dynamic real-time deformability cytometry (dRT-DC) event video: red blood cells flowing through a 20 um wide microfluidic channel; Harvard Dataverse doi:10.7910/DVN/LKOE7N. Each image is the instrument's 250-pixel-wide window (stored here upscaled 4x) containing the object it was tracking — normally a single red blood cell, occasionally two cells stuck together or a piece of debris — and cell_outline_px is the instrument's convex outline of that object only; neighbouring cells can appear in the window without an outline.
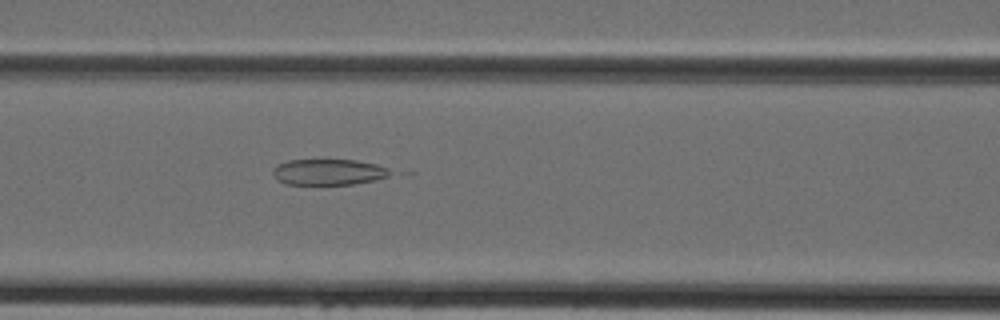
{"species": "Egyptian fruit bat (a non-hibernating species)", "species_latin": "Rousettus aegyptiacus", "temperature_condition": "cold", "stored_images_in_passage": 35, "camera_frame_rate_fps": 3000, "um_per_image_px": 0.085, "animal": {"sex": "female"}, "frame": {"image": 1, "passage_image": 9, "time_ms": 2.667, "image_size_px": [1000, 320], "cell_outline_px": [[416, 172], [412, 176], [352, 184], [284, 184], [276, 180], [272, 176], [272, 168], [276, 164], [288, 160], [356, 160]], "centroid_in_image_um": [28.4, 14.63], "position_along_channel_um": 138.2, "area_um2": 19.71}}
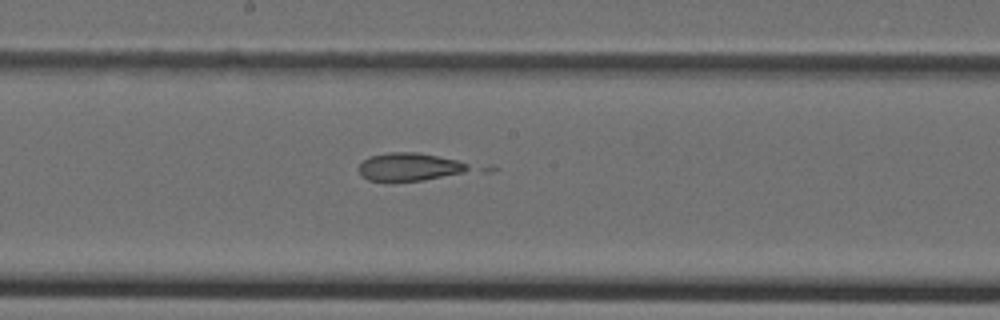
{"frame": {"image": 2, "passage_image": 14, "time_ms": 4.333, "image_size_px": [1000, 320], "cell_outline_px": [[496, 168], [492, 172], [424, 180], [368, 180], [356, 168], [368, 156], [388, 152], [416, 152], [492, 164]], "centroid_in_image_um": [35.55, 14.18], "position_along_channel_um": 212.7, "area_um2": 20.69}}
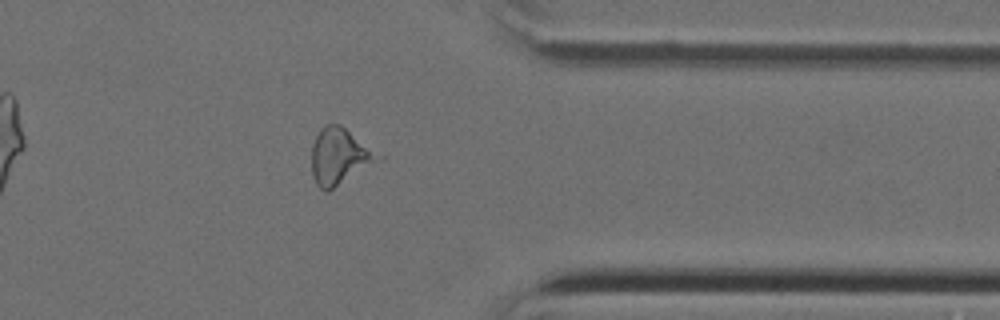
{"frame": {"image": 3, "passage_image": 26, "time_ms": 8.333, "image_size_px": [1000, 320], "cell_outline_px": [[384, 160], [328, 192], [324, 192], [316, 184], [312, 176], [312, 144], [320, 128], [324, 124], [340, 124], [384, 156]], "centroid_in_image_um": [28.91, 13.32], "position_along_channel_um": 382.5, "area_um2": 22.48}}